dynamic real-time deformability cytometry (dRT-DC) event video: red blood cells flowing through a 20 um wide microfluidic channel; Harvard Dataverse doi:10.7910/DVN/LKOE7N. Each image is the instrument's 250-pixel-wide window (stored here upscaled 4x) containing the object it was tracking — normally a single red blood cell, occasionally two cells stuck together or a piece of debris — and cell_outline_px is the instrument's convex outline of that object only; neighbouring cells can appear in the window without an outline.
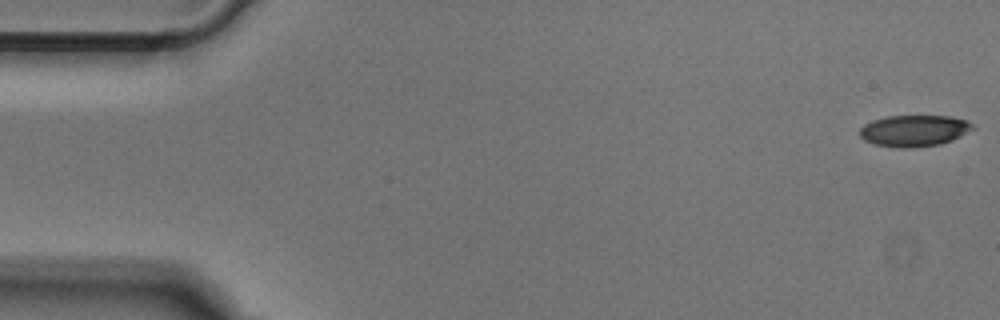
{"species": "Egyptian fruit bat (a non-hibernating species)", "species_latin": "Rousettus aegyptiacus", "temperature_condition": "cold", "stored_images_in_passage": 51, "camera_frame_rate_fps": 3000, "um_per_image_px": 0.085, "animal": {"sex": "male"}, "frame": {"image": 1, "passage_image": 1, "time_ms": 0.0, "image_size_px": [1000, 320], "cell_outline_px": [[976, 128], [952, 140], [940, 144], [908, 148], [900, 148], [876, 144], [864, 140], [860, 136], [860, 128], [864, 124], [872, 120], [884, 116], [948, 116], [968, 120]], "centroid_in_image_um": [77.7, 11.1], "position_along_channel_um": 7.3, "area_um2": 20.69}}
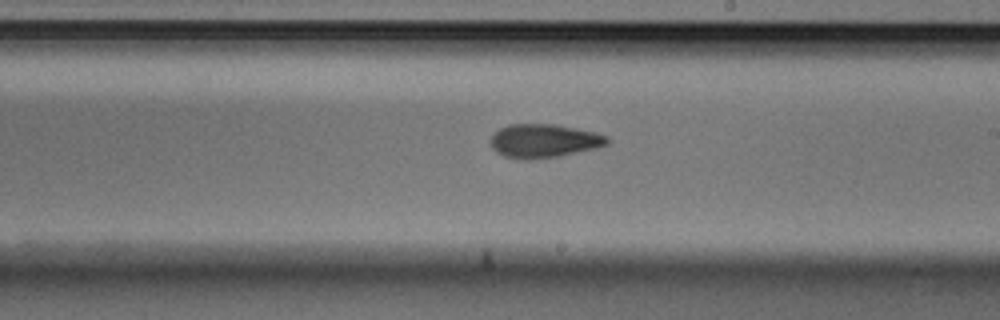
{"frame": {"image": 2, "passage_image": 29, "time_ms": 9.333, "image_size_px": [1000, 320], "cell_outline_px": [[612, 140], [608, 144], [596, 148], [560, 156], [532, 160], [516, 160], [504, 156], [496, 152], [492, 148], [492, 136], [500, 128], [508, 124], [556, 124], [596, 132], [608, 136]], "centroid_in_image_um": [46.26, 11.98], "position_along_channel_um": 242.7, "area_um2": 23.18}}
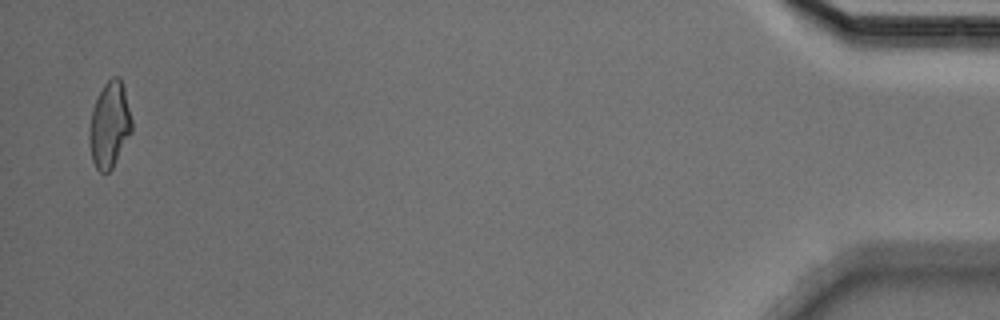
{"frame": {"image": 3, "passage_image": 50, "time_ms": 16.333, "image_size_px": [1000, 320], "cell_outline_px": [[132, 132], [112, 168], [108, 172], [100, 172], [96, 168], [92, 160], [88, 136], [92, 108], [104, 84], [112, 76], [120, 76], [124, 88], [132, 120]], "centroid_in_image_um": [9.31, 10.61], "position_along_channel_um": 425.9, "area_um2": 21.21}}